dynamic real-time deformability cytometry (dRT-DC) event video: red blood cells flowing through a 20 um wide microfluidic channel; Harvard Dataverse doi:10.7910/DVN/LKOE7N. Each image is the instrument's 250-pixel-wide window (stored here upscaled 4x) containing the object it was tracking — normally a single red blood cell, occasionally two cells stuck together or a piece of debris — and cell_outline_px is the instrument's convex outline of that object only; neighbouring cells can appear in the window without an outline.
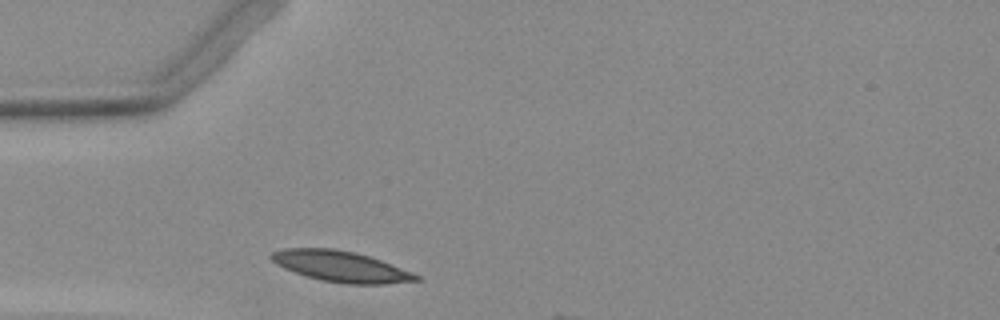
{"species": "Egyptian fruit bat (a non-hibernating species)", "species_latin": "Rousettus aegyptiacus", "temperature_condition": "warm", "stored_images_in_passage": 3, "camera_frame_rate_fps": 3000, "um_per_image_px": 0.085, "animal": {"sex": "female"}, "frame": {"image": 1, "passage_image": 1, "time_ms": 0.0, "image_size_px": [1000, 320], "cell_outline_px": [[420, 280], [384, 284], [344, 284], [320, 280], [304, 276], [284, 268], [276, 264], [268, 256], [272, 252], [284, 248], [336, 248], [356, 252], [380, 260], [412, 272], [420, 276]], "centroid_in_image_um": [28.93, 22.64], "position_along_channel_um": 56.1, "area_um2": 26.13}}